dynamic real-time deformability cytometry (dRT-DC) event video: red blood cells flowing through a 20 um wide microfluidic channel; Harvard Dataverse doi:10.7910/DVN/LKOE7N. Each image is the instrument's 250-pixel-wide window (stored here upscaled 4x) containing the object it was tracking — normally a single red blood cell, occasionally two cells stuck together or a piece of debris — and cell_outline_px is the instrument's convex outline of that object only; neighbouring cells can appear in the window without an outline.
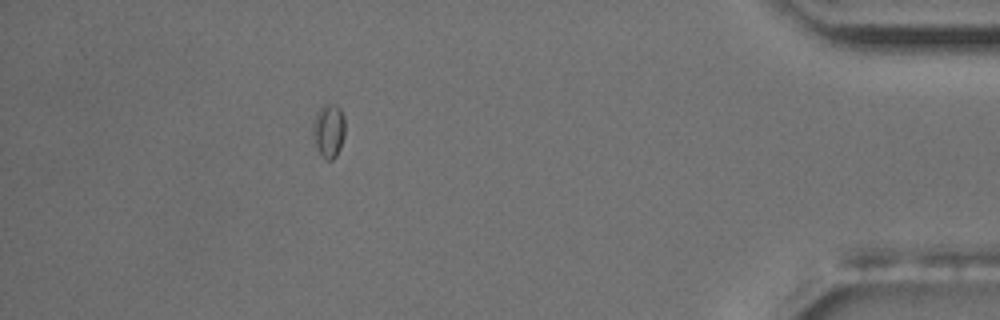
{"species": "common noctule bat (a hibernating species)", "species_latin": "Nyctalus noctula", "temperature_condition": "room temperature", "stored_images_in_passage": 38, "camera_frame_rate_fps": 3000, "um_per_image_px": 0.085, "animal": {"sex": "male", "body_mass_g": 17.5, "forearm_length_mm": 52.3}, "frame": {"image": 1, "passage_image": 32, "time_ms": 10.333, "image_size_px": [1000, 320], "cell_outline_px": [[344, 136], [340, 148], [336, 156], [332, 160], [324, 160], [320, 156], [316, 148], [312, 128], [312, 124], [316, 112], [324, 104], [328, 104], [340, 108], [344, 116]], "centroid_in_image_um": [27.92, 11.14], "position_along_channel_um": 407.3, "area_um2": 10.17}}